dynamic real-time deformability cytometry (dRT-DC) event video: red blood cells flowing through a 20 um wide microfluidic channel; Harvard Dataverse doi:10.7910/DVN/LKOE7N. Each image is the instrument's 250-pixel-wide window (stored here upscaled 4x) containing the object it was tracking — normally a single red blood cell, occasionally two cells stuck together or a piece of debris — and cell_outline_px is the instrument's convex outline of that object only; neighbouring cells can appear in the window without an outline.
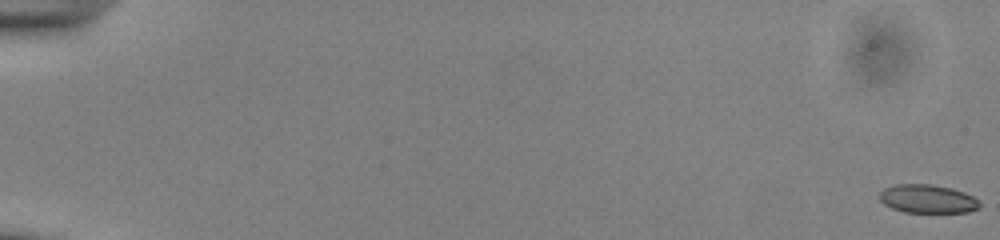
{"species": "common noctule bat (a hibernating species)", "species_latin": "Nyctalus noctula", "temperature_condition": "cold", "stored_images_in_passage": 11, "camera_frame_rate_fps": 3000, "um_per_image_px": 0.085, "animal": {"sex": "male", "body_mass_g": 13.0, "forearm_length_mm": 53.1}, "frame": {"image": 1, "passage_image": 1, "time_ms": 0.0, "image_size_px": [1000, 240], "cell_outline_px": [[980, 208], [968, 212], [904, 212], [892, 208], [884, 204], [880, 200], [880, 192], [884, 188], [896, 184], [932, 184], [952, 188], [964, 192], [980, 200]], "centroid_in_image_um": [78.86, 16.9], "position_along_channel_um": 6.1, "area_um2": 16.7}}